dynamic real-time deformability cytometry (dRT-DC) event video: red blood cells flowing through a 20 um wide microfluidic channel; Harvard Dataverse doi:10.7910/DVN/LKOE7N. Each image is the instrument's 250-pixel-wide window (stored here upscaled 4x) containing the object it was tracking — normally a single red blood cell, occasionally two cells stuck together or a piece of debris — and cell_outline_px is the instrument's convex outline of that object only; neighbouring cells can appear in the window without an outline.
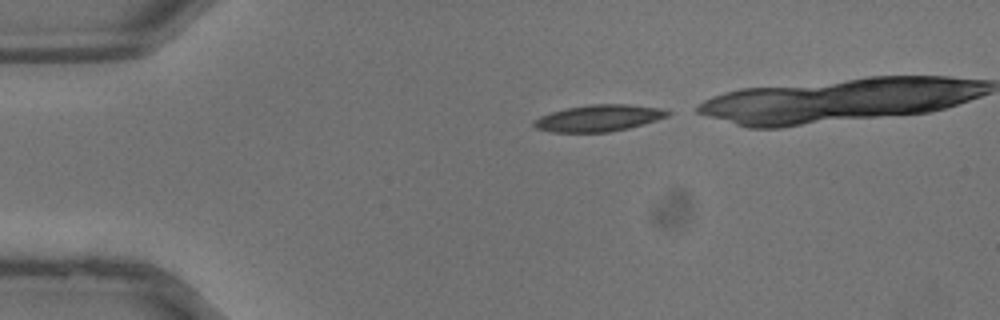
{"species": "common noctule bat (a hibernating species)", "species_latin": "Nyctalus noctula", "temperature_condition": "warm", "stored_images_in_passage": 24, "camera_frame_rate_fps": 3000, "um_per_image_px": 0.085, "animal": {"sex": "male", "body_mass_g": 13.3}, "frame": {"image": 1, "passage_image": 1, "time_ms": 0.0, "image_size_px": [1000, 320], "cell_outline_px": [[672, 112], [668, 116], [656, 120], [628, 128], [608, 132], [552, 132], [536, 128], [532, 124], [540, 116], [552, 112], [568, 108], [588, 104], [628, 104], [664, 108]], "centroid_in_image_um": [50.93, 10.03], "position_along_channel_um": 34.1, "area_um2": 20.63}}
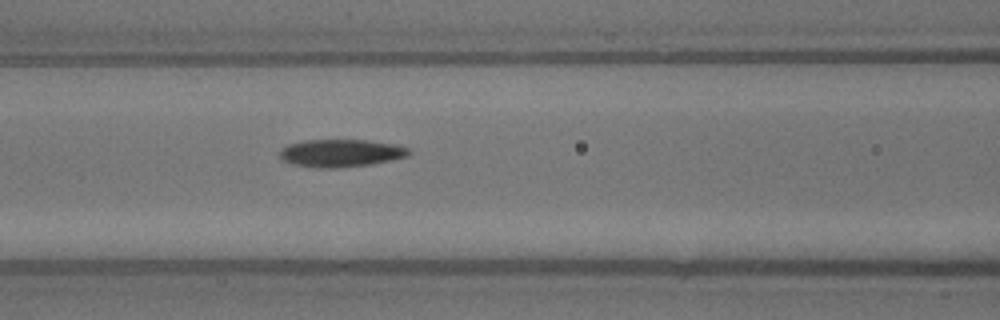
{"frame": {"image": 2, "passage_image": 9, "time_ms": 2.667, "image_size_px": [1000, 320], "cell_outline_px": [[412, 152], [408, 156], [392, 160], [372, 164], [340, 168], [312, 168], [292, 164], [280, 160], [280, 152], [288, 144], [304, 140], [368, 140], [396, 144], [408, 148]], "centroid_in_image_um": [28.98, 13.02], "position_along_channel_um": 137.6, "area_um2": 21.1}}
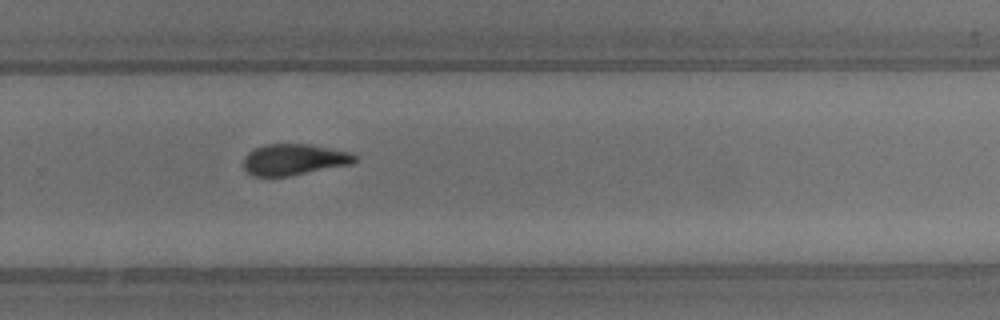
{"frame": {"image": 3, "passage_image": 18, "time_ms": 5.667, "image_size_px": [1000, 320], "cell_outline_px": [[356, 160], [352, 164], [288, 176], [252, 176], [244, 168], [244, 156], [248, 152], [264, 144], [308, 144], [352, 152], [356, 156]], "centroid_in_image_um": [24.99, 13.56], "position_along_channel_um": 304.8, "area_um2": 20.17}}